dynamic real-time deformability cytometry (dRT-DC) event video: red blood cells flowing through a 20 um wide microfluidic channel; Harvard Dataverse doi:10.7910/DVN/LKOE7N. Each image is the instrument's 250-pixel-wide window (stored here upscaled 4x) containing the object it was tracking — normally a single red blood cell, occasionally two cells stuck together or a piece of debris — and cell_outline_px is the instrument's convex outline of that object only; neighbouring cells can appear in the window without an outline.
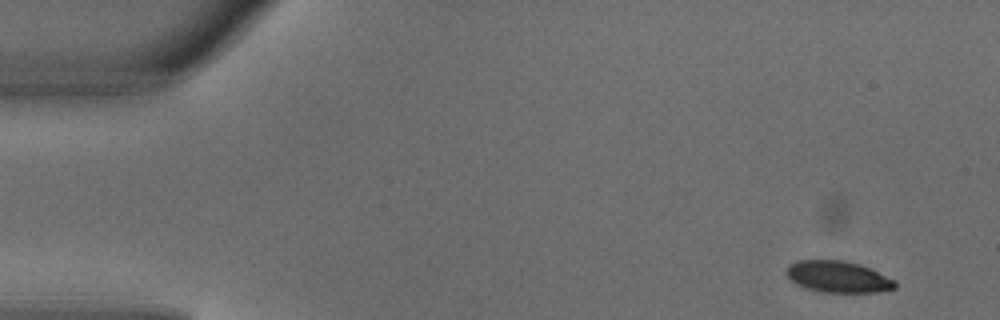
{"species": "common noctule bat (a hibernating species)", "species_latin": "Nyctalus noctula", "temperature_condition": "warm", "stored_images_in_passage": 5, "camera_frame_rate_fps": 3000, "um_per_image_px": 0.085, "animal": {"sex": "male", "body_mass_g": 18.8}, "frame": {"image": 1, "passage_image": 2, "time_ms": 0.333, "image_size_px": [1000, 320], "cell_outline_px": [[896, 288], [880, 292], [820, 292], [804, 288], [796, 284], [784, 272], [788, 264], [796, 260], [844, 260], [860, 264], [896, 280]], "centroid_in_image_um": [71.21, 23.52], "position_along_channel_um": 13.8, "area_um2": 20.17}}
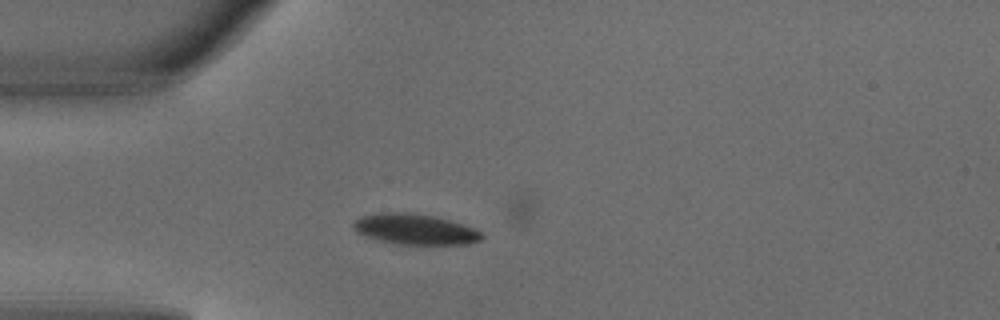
{"frame": {"image": 2, "passage_image": 4, "time_ms": 1.0, "image_size_px": [1000, 320], "cell_outline_px": [[484, 236], [480, 240], [468, 244], [396, 244], [380, 240], [356, 232], [352, 224], [360, 216], [388, 212], [404, 212], [436, 216], [472, 228], [480, 232]], "centroid_in_image_um": [35.26, 19.48], "position_along_channel_um": 49.7, "area_um2": 22.48}}